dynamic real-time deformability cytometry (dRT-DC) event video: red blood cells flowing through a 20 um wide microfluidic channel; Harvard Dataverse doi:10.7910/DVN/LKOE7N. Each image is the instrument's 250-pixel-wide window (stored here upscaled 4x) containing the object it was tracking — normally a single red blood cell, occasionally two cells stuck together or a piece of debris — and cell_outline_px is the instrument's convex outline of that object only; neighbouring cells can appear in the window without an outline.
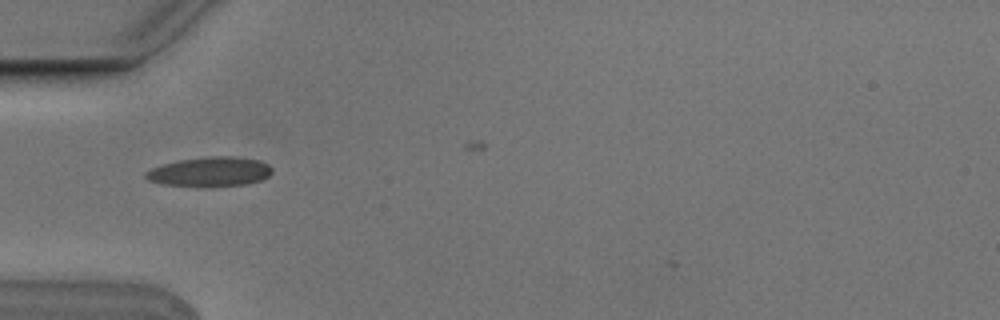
{"species": "Egyptian fruit bat (a non-hibernating species)", "species_latin": "Rousettus aegyptiacus", "temperature_condition": "cold", "stored_images_in_passage": 5, "camera_frame_rate_fps": 3000, "um_per_image_px": 0.085, "animal": {"sex": "male"}, "frame": {"image": 1, "passage_image": 4, "time_ms": 1.0, "image_size_px": [1000, 320], "cell_outline_px": [[272, 172], [268, 176], [260, 180], [244, 184], [196, 188], [164, 184], [148, 180], [144, 176], [144, 172], [160, 164], [180, 160], [208, 156], [232, 156], [260, 160], [268, 164], [272, 168]], "centroid_in_image_um": [17.81, 14.61], "position_along_channel_um": 67.2, "area_um2": 22.08}}